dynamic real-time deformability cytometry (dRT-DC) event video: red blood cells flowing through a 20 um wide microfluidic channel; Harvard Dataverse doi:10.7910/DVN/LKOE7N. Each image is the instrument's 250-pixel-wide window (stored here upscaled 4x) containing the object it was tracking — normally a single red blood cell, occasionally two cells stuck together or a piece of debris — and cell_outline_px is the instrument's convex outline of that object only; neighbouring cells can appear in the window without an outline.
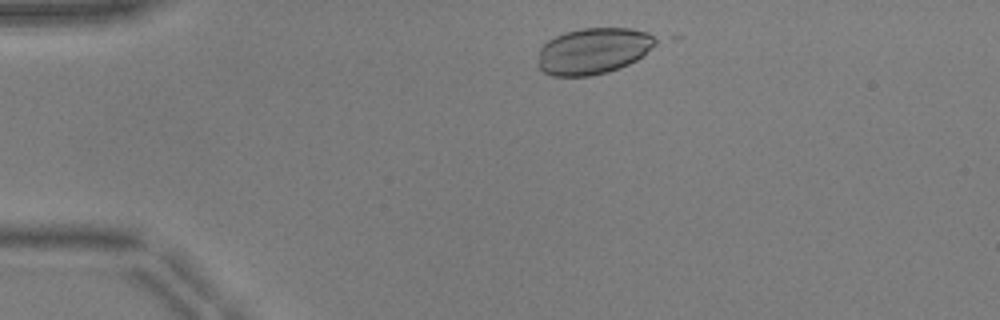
{"species": "common noctule bat (a hibernating species)", "species_latin": "Nyctalus noctula", "temperature_condition": "warm", "stored_images_in_passage": 12, "camera_frame_rate_fps": 3000, "um_per_image_px": 0.085, "animal": {"sex": "male", "body_mass_g": 17.9, "forearm_length_mm": 54.2}, "frame": {"image": 1, "passage_image": 4, "time_ms": 1.0, "image_size_px": [1000, 320], "cell_outline_px": [[664, 40], [636, 60], [620, 68], [608, 72], [588, 76], [552, 76], [544, 72], [536, 64], [540, 48], [548, 40], [564, 32], [584, 28], [628, 28], [648, 32]], "centroid_in_image_um": [50.48, 4.32], "position_along_channel_um": 34.5, "area_um2": 32.19}}